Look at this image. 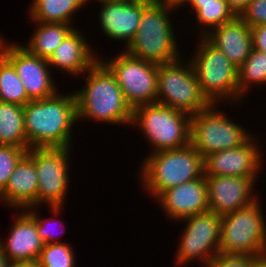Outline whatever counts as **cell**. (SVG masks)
I'll list each match as a JSON object with an SVG mask.
<instances>
[{
    "instance_id": "obj_1",
    "label": "cell",
    "mask_w": 266,
    "mask_h": 267,
    "mask_svg": "<svg viewBox=\"0 0 266 267\" xmlns=\"http://www.w3.org/2000/svg\"><path fill=\"white\" fill-rule=\"evenodd\" d=\"M61 94L30 100L23 106L27 150L71 147L73 124L78 121L77 102L74 93Z\"/></svg>"
},
{
    "instance_id": "obj_2",
    "label": "cell",
    "mask_w": 266,
    "mask_h": 267,
    "mask_svg": "<svg viewBox=\"0 0 266 267\" xmlns=\"http://www.w3.org/2000/svg\"><path fill=\"white\" fill-rule=\"evenodd\" d=\"M85 73L86 84L74 93L78 120L131 125L133 110L110 70L98 60Z\"/></svg>"
},
{
    "instance_id": "obj_3",
    "label": "cell",
    "mask_w": 266,
    "mask_h": 267,
    "mask_svg": "<svg viewBox=\"0 0 266 267\" xmlns=\"http://www.w3.org/2000/svg\"><path fill=\"white\" fill-rule=\"evenodd\" d=\"M141 181L155 199L166 189L204 175V158L190 144L185 147L153 152L141 164Z\"/></svg>"
},
{
    "instance_id": "obj_4",
    "label": "cell",
    "mask_w": 266,
    "mask_h": 267,
    "mask_svg": "<svg viewBox=\"0 0 266 267\" xmlns=\"http://www.w3.org/2000/svg\"><path fill=\"white\" fill-rule=\"evenodd\" d=\"M172 8L152 1L142 13L139 27L128 46L127 54L158 65L174 62L181 57L171 23Z\"/></svg>"
},
{
    "instance_id": "obj_5",
    "label": "cell",
    "mask_w": 266,
    "mask_h": 267,
    "mask_svg": "<svg viewBox=\"0 0 266 267\" xmlns=\"http://www.w3.org/2000/svg\"><path fill=\"white\" fill-rule=\"evenodd\" d=\"M199 37L197 50L189 60L195 71L201 93L214 105L224 99L238 103L241 100L238 68L205 37Z\"/></svg>"
},
{
    "instance_id": "obj_6",
    "label": "cell",
    "mask_w": 266,
    "mask_h": 267,
    "mask_svg": "<svg viewBox=\"0 0 266 267\" xmlns=\"http://www.w3.org/2000/svg\"><path fill=\"white\" fill-rule=\"evenodd\" d=\"M259 199L221 216L219 253L258 257L266 254V222Z\"/></svg>"
},
{
    "instance_id": "obj_7",
    "label": "cell",
    "mask_w": 266,
    "mask_h": 267,
    "mask_svg": "<svg viewBox=\"0 0 266 267\" xmlns=\"http://www.w3.org/2000/svg\"><path fill=\"white\" fill-rule=\"evenodd\" d=\"M191 115L159 103L133 110L132 123L138 125L152 152L178 149L190 144Z\"/></svg>"
},
{
    "instance_id": "obj_8",
    "label": "cell",
    "mask_w": 266,
    "mask_h": 267,
    "mask_svg": "<svg viewBox=\"0 0 266 267\" xmlns=\"http://www.w3.org/2000/svg\"><path fill=\"white\" fill-rule=\"evenodd\" d=\"M157 103L189 115L207 109L211 103L201 89L190 60L158 65Z\"/></svg>"
},
{
    "instance_id": "obj_9",
    "label": "cell",
    "mask_w": 266,
    "mask_h": 267,
    "mask_svg": "<svg viewBox=\"0 0 266 267\" xmlns=\"http://www.w3.org/2000/svg\"><path fill=\"white\" fill-rule=\"evenodd\" d=\"M216 107L211 104L191 116L190 145L203 158L214 152L240 147L253 136Z\"/></svg>"
},
{
    "instance_id": "obj_10",
    "label": "cell",
    "mask_w": 266,
    "mask_h": 267,
    "mask_svg": "<svg viewBox=\"0 0 266 267\" xmlns=\"http://www.w3.org/2000/svg\"><path fill=\"white\" fill-rule=\"evenodd\" d=\"M117 55L108 61L102 57L99 60L114 75L132 110L157 103L158 64L133 57L124 50Z\"/></svg>"
},
{
    "instance_id": "obj_11",
    "label": "cell",
    "mask_w": 266,
    "mask_h": 267,
    "mask_svg": "<svg viewBox=\"0 0 266 267\" xmlns=\"http://www.w3.org/2000/svg\"><path fill=\"white\" fill-rule=\"evenodd\" d=\"M72 148H30L38 176L37 206H50L54 215L61 212L68 191L69 155Z\"/></svg>"
},
{
    "instance_id": "obj_12",
    "label": "cell",
    "mask_w": 266,
    "mask_h": 267,
    "mask_svg": "<svg viewBox=\"0 0 266 267\" xmlns=\"http://www.w3.org/2000/svg\"><path fill=\"white\" fill-rule=\"evenodd\" d=\"M181 221H186L187 225L180 237L181 243L178 245L174 262L179 265L178 267H182L197 259L204 264L202 266L207 267L219 253L221 216L207 211Z\"/></svg>"
},
{
    "instance_id": "obj_13",
    "label": "cell",
    "mask_w": 266,
    "mask_h": 267,
    "mask_svg": "<svg viewBox=\"0 0 266 267\" xmlns=\"http://www.w3.org/2000/svg\"><path fill=\"white\" fill-rule=\"evenodd\" d=\"M0 53L16 69L30 100L49 98L58 92L47 59L31 54L23 45L5 43L2 36Z\"/></svg>"
},
{
    "instance_id": "obj_14",
    "label": "cell",
    "mask_w": 266,
    "mask_h": 267,
    "mask_svg": "<svg viewBox=\"0 0 266 267\" xmlns=\"http://www.w3.org/2000/svg\"><path fill=\"white\" fill-rule=\"evenodd\" d=\"M252 136L240 147L222 150L204 158V176H239L257 178L263 159Z\"/></svg>"
},
{
    "instance_id": "obj_15",
    "label": "cell",
    "mask_w": 266,
    "mask_h": 267,
    "mask_svg": "<svg viewBox=\"0 0 266 267\" xmlns=\"http://www.w3.org/2000/svg\"><path fill=\"white\" fill-rule=\"evenodd\" d=\"M208 184L209 211L220 216L233 213L257 199L254 177L205 176ZM255 196V197H254Z\"/></svg>"
},
{
    "instance_id": "obj_16",
    "label": "cell",
    "mask_w": 266,
    "mask_h": 267,
    "mask_svg": "<svg viewBox=\"0 0 266 267\" xmlns=\"http://www.w3.org/2000/svg\"><path fill=\"white\" fill-rule=\"evenodd\" d=\"M153 0H113L101 2L99 25L105 36L125 40V46L134 38L143 10Z\"/></svg>"
},
{
    "instance_id": "obj_17",
    "label": "cell",
    "mask_w": 266,
    "mask_h": 267,
    "mask_svg": "<svg viewBox=\"0 0 266 267\" xmlns=\"http://www.w3.org/2000/svg\"><path fill=\"white\" fill-rule=\"evenodd\" d=\"M166 216L171 220H183L209 211L208 184L205 176L185 182L163 191L157 198ZM159 200V201H158Z\"/></svg>"
},
{
    "instance_id": "obj_18",
    "label": "cell",
    "mask_w": 266,
    "mask_h": 267,
    "mask_svg": "<svg viewBox=\"0 0 266 267\" xmlns=\"http://www.w3.org/2000/svg\"><path fill=\"white\" fill-rule=\"evenodd\" d=\"M23 212L17 215L6 241L0 238V249L9 262L36 264L44 243L38 235L33 216L28 210Z\"/></svg>"
},
{
    "instance_id": "obj_19",
    "label": "cell",
    "mask_w": 266,
    "mask_h": 267,
    "mask_svg": "<svg viewBox=\"0 0 266 267\" xmlns=\"http://www.w3.org/2000/svg\"><path fill=\"white\" fill-rule=\"evenodd\" d=\"M83 36L74 28L47 59L49 66L64 73L66 71L69 75H85V72L100 58L92 52Z\"/></svg>"
},
{
    "instance_id": "obj_20",
    "label": "cell",
    "mask_w": 266,
    "mask_h": 267,
    "mask_svg": "<svg viewBox=\"0 0 266 267\" xmlns=\"http://www.w3.org/2000/svg\"><path fill=\"white\" fill-rule=\"evenodd\" d=\"M239 68L253 48L251 28L239 16L204 36Z\"/></svg>"
},
{
    "instance_id": "obj_21",
    "label": "cell",
    "mask_w": 266,
    "mask_h": 267,
    "mask_svg": "<svg viewBox=\"0 0 266 267\" xmlns=\"http://www.w3.org/2000/svg\"><path fill=\"white\" fill-rule=\"evenodd\" d=\"M38 176L34 160L26 154L16 165L0 200L10 208L21 211L35 206L37 208Z\"/></svg>"
},
{
    "instance_id": "obj_22",
    "label": "cell",
    "mask_w": 266,
    "mask_h": 267,
    "mask_svg": "<svg viewBox=\"0 0 266 267\" xmlns=\"http://www.w3.org/2000/svg\"><path fill=\"white\" fill-rule=\"evenodd\" d=\"M31 3L28 14L32 22L67 25H72L73 14L85 5L83 0H33Z\"/></svg>"
},
{
    "instance_id": "obj_23",
    "label": "cell",
    "mask_w": 266,
    "mask_h": 267,
    "mask_svg": "<svg viewBox=\"0 0 266 267\" xmlns=\"http://www.w3.org/2000/svg\"><path fill=\"white\" fill-rule=\"evenodd\" d=\"M35 31L28 46L23 45L31 54L48 59L63 39L74 29L72 25L60 23L35 22Z\"/></svg>"
},
{
    "instance_id": "obj_24",
    "label": "cell",
    "mask_w": 266,
    "mask_h": 267,
    "mask_svg": "<svg viewBox=\"0 0 266 267\" xmlns=\"http://www.w3.org/2000/svg\"><path fill=\"white\" fill-rule=\"evenodd\" d=\"M0 145L27 149L23 106L0 101Z\"/></svg>"
},
{
    "instance_id": "obj_25",
    "label": "cell",
    "mask_w": 266,
    "mask_h": 267,
    "mask_svg": "<svg viewBox=\"0 0 266 267\" xmlns=\"http://www.w3.org/2000/svg\"><path fill=\"white\" fill-rule=\"evenodd\" d=\"M188 4L194 9H191V13H195L196 19L200 23V27L202 26L201 29L203 30H201V36L203 37L214 28L228 23L237 17L226 0L188 2Z\"/></svg>"
},
{
    "instance_id": "obj_26",
    "label": "cell",
    "mask_w": 266,
    "mask_h": 267,
    "mask_svg": "<svg viewBox=\"0 0 266 267\" xmlns=\"http://www.w3.org/2000/svg\"><path fill=\"white\" fill-rule=\"evenodd\" d=\"M0 101L24 106L30 99L16 69L0 53Z\"/></svg>"
},
{
    "instance_id": "obj_27",
    "label": "cell",
    "mask_w": 266,
    "mask_h": 267,
    "mask_svg": "<svg viewBox=\"0 0 266 267\" xmlns=\"http://www.w3.org/2000/svg\"><path fill=\"white\" fill-rule=\"evenodd\" d=\"M254 84H266V53L252 48L250 55L238 68L239 96L243 98L247 89Z\"/></svg>"
},
{
    "instance_id": "obj_28",
    "label": "cell",
    "mask_w": 266,
    "mask_h": 267,
    "mask_svg": "<svg viewBox=\"0 0 266 267\" xmlns=\"http://www.w3.org/2000/svg\"><path fill=\"white\" fill-rule=\"evenodd\" d=\"M65 242L43 246L36 262L37 267H75V251Z\"/></svg>"
},
{
    "instance_id": "obj_29",
    "label": "cell",
    "mask_w": 266,
    "mask_h": 267,
    "mask_svg": "<svg viewBox=\"0 0 266 267\" xmlns=\"http://www.w3.org/2000/svg\"><path fill=\"white\" fill-rule=\"evenodd\" d=\"M27 149L0 145V193L5 189L16 165L27 154Z\"/></svg>"
},
{
    "instance_id": "obj_30",
    "label": "cell",
    "mask_w": 266,
    "mask_h": 267,
    "mask_svg": "<svg viewBox=\"0 0 266 267\" xmlns=\"http://www.w3.org/2000/svg\"><path fill=\"white\" fill-rule=\"evenodd\" d=\"M239 17L251 28L266 24V0H251Z\"/></svg>"
},
{
    "instance_id": "obj_31",
    "label": "cell",
    "mask_w": 266,
    "mask_h": 267,
    "mask_svg": "<svg viewBox=\"0 0 266 267\" xmlns=\"http://www.w3.org/2000/svg\"><path fill=\"white\" fill-rule=\"evenodd\" d=\"M253 256L218 253L207 267H252Z\"/></svg>"
},
{
    "instance_id": "obj_32",
    "label": "cell",
    "mask_w": 266,
    "mask_h": 267,
    "mask_svg": "<svg viewBox=\"0 0 266 267\" xmlns=\"http://www.w3.org/2000/svg\"><path fill=\"white\" fill-rule=\"evenodd\" d=\"M34 209L35 207L32 206V207L27 208L26 210H28V212L33 216V220L36 222V229H37L38 235L43 241L44 245L51 244V243H62L63 241H58L59 239L55 235L56 232L55 233L53 232V230L55 229L52 230L51 229L52 227L50 228V224H52L53 220H47V219L41 218L38 215V213H36L37 211H35ZM47 222L49 226L47 225Z\"/></svg>"
},
{
    "instance_id": "obj_33",
    "label": "cell",
    "mask_w": 266,
    "mask_h": 267,
    "mask_svg": "<svg viewBox=\"0 0 266 267\" xmlns=\"http://www.w3.org/2000/svg\"><path fill=\"white\" fill-rule=\"evenodd\" d=\"M253 48L266 53V24L251 27Z\"/></svg>"
},
{
    "instance_id": "obj_34",
    "label": "cell",
    "mask_w": 266,
    "mask_h": 267,
    "mask_svg": "<svg viewBox=\"0 0 266 267\" xmlns=\"http://www.w3.org/2000/svg\"><path fill=\"white\" fill-rule=\"evenodd\" d=\"M234 13L239 16L251 0H226Z\"/></svg>"
},
{
    "instance_id": "obj_35",
    "label": "cell",
    "mask_w": 266,
    "mask_h": 267,
    "mask_svg": "<svg viewBox=\"0 0 266 267\" xmlns=\"http://www.w3.org/2000/svg\"><path fill=\"white\" fill-rule=\"evenodd\" d=\"M153 1L176 10V8L178 9L179 6L182 7L185 4L187 5L188 0H153Z\"/></svg>"
},
{
    "instance_id": "obj_36",
    "label": "cell",
    "mask_w": 266,
    "mask_h": 267,
    "mask_svg": "<svg viewBox=\"0 0 266 267\" xmlns=\"http://www.w3.org/2000/svg\"><path fill=\"white\" fill-rule=\"evenodd\" d=\"M252 267H266V254L252 258Z\"/></svg>"
},
{
    "instance_id": "obj_37",
    "label": "cell",
    "mask_w": 266,
    "mask_h": 267,
    "mask_svg": "<svg viewBox=\"0 0 266 267\" xmlns=\"http://www.w3.org/2000/svg\"><path fill=\"white\" fill-rule=\"evenodd\" d=\"M7 267H37V266L36 264H31V263L9 262Z\"/></svg>"
},
{
    "instance_id": "obj_38",
    "label": "cell",
    "mask_w": 266,
    "mask_h": 267,
    "mask_svg": "<svg viewBox=\"0 0 266 267\" xmlns=\"http://www.w3.org/2000/svg\"><path fill=\"white\" fill-rule=\"evenodd\" d=\"M9 261L5 257L3 251L0 249V267H7Z\"/></svg>"
},
{
    "instance_id": "obj_39",
    "label": "cell",
    "mask_w": 266,
    "mask_h": 267,
    "mask_svg": "<svg viewBox=\"0 0 266 267\" xmlns=\"http://www.w3.org/2000/svg\"><path fill=\"white\" fill-rule=\"evenodd\" d=\"M89 2V0H83V2L86 4V3H88ZM92 1H97L98 3H101V2H106V1H113V0H92Z\"/></svg>"
},
{
    "instance_id": "obj_40",
    "label": "cell",
    "mask_w": 266,
    "mask_h": 267,
    "mask_svg": "<svg viewBox=\"0 0 266 267\" xmlns=\"http://www.w3.org/2000/svg\"><path fill=\"white\" fill-rule=\"evenodd\" d=\"M207 1H214V0H188L187 2H207Z\"/></svg>"
}]
</instances>
